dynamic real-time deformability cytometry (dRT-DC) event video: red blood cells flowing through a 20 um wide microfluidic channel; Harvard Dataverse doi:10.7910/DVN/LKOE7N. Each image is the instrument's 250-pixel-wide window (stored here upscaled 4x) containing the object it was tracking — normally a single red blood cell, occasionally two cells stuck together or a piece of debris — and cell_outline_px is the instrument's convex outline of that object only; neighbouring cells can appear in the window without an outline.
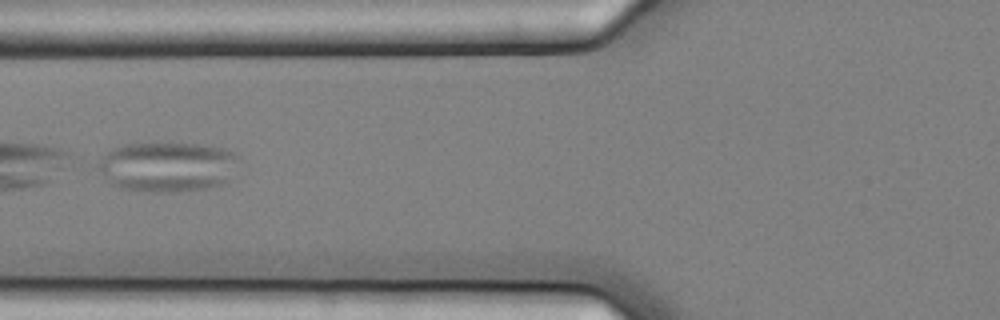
{"species": "common noctule bat (a hibernating species)", "species_latin": "Nyctalus noctula", "temperature_condition": "cold", "stored_images_in_passage": 7, "camera_frame_rate_fps": 3000, "um_per_image_px": 0.085, "animal": {"sex": "female", "body_mass_g": 25.1}, "frame": {"image": 1, "passage_image": 7, "time_ms": 2.0, "image_size_px": [1000, 320], "cell_outline_px": [[240, 160], [228, 184], [212, 188], [180, 192], [148, 192], [120, 188], [112, 184], [96, 168], [96, 160], [112, 148], [124, 144], [200, 144], [224, 148], [236, 152], [240, 156]], "centroid_in_image_um": [14.28, 14.19], "position_along_channel_um": 111.5, "area_um2": 41.96}}